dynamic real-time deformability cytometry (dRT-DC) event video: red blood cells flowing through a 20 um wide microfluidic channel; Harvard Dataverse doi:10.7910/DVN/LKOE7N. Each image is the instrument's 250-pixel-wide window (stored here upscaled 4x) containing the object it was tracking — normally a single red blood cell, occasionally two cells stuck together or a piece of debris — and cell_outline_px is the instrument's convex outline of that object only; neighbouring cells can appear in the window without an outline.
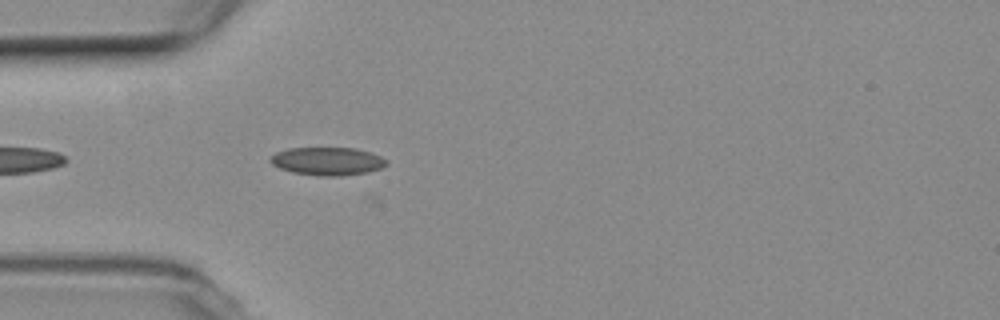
{"species": "common noctule bat (a hibernating species)", "species_latin": "Nyctalus noctula", "temperature_condition": "room temperature", "stored_images_in_passage": 22, "camera_frame_rate_fps": 3000, "um_per_image_px": 0.085, "animal": {"sex": "female", "body_mass_g": 19.3, "forearm_length_mm": 54.1}, "frame": {"image": 1, "passage_image": 18, "time_ms": 5.667, "image_size_px": [1000, 320], "cell_outline_px": [[388, 164], [380, 168], [368, 172], [340, 176], [320, 176], [292, 172], [280, 168], [272, 164], [268, 160], [276, 152], [288, 148], [356, 148], [380, 156], [388, 160]], "centroid_in_image_um": [27.83, 13.7], "position_along_channel_um": 57.2, "area_um2": 18.96}}